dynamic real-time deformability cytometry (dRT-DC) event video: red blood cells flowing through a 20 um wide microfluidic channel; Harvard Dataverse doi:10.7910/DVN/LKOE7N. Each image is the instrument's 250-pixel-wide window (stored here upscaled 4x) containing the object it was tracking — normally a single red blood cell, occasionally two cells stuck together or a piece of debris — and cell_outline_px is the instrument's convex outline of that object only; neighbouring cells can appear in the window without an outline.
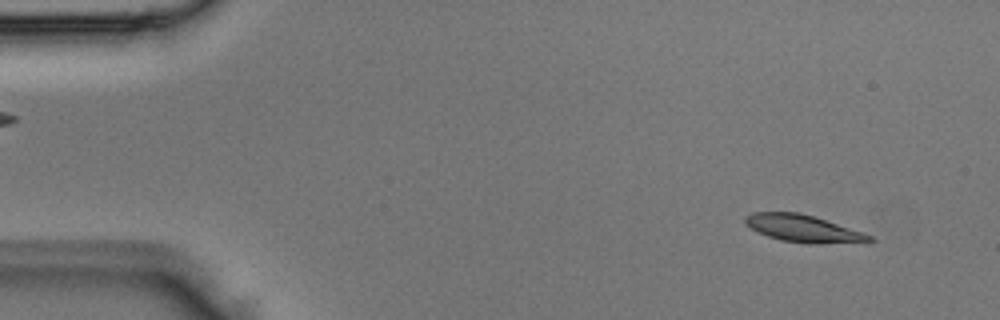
{"species": "Egyptian fruit bat (a non-hibernating species)", "species_latin": "Rousettus aegyptiacus", "temperature_condition": "room temperature", "stored_images_in_passage": 2, "segment_of_instrument_passage": [2, 2], "camera_frame_rate_fps": 3000, "um_per_image_px": 0.085, "animal": {"sex": "male"}, "frame": {"image": 1, "passage_image": 2, "time_ms": 0.333, "image_size_px": [1000, 320], "cell_outline_px": [[876, 240], [868, 244], [808, 244], [780, 240], [768, 236], [744, 224], [744, 216], [752, 212], [800, 212], [864, 232], [872, 236]], "centroid_in_image_um": [68.39, 19.46], "position_along_channel_um": 16.6, "area_um2": 20.29}}